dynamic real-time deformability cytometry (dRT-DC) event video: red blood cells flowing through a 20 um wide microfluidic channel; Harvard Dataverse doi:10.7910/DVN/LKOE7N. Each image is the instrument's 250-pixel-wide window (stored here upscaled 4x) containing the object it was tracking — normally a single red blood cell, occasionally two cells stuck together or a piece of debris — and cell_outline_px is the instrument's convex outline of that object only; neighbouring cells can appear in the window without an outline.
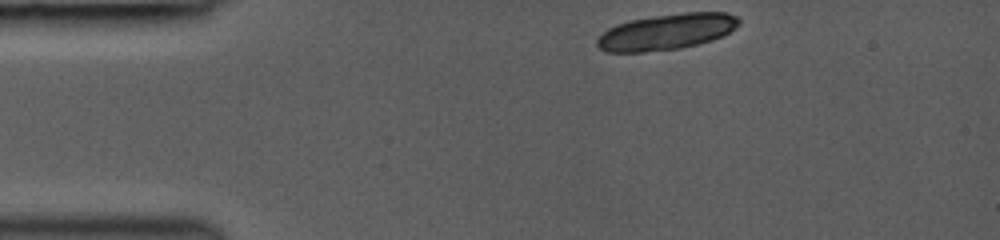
{"species": "common noctule bat (a hibernating species)", "species_latin": "Nyctalus noctula", "temperature_condition": "room temperature", "stored_images_in_passage": 36, "camera_frame_rate_fps": 3000, "um_per_image_px": 0.085, "animal": {"sex": "female", "body_mass_g": 19.0, "forearm_length_mm": 53.3}, "frame": {"image": 1, "passage_image": 1, "time_ms": 0.0, "image_size_px": [1000, 240], "cell_outline_px": [[740, 24], [736, 28], [712, 40], [680, 48], [644, 52], [604, 52], [596, 44], [596, 40], [608, 28], [616, 24], [628, 20], [684, 12], [728, 12], [736, 16], [740, 20]], "centroid_in_image_um": [56.65, 2.7], "position_along_channel_um": 28.3, "area_um2": 29.65}}
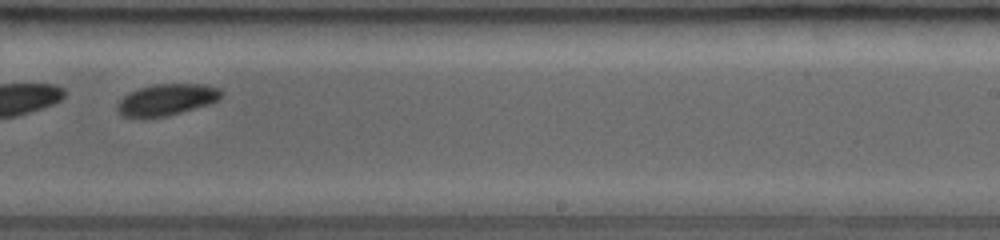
{"frame": {"image": 2, "passage_image": 23, "time_ms": 7.333, "image_size_px": [1000, 240], "cell_outline_px": [[224, 96], [212, 104], [168, 116], [148, 120], [140, 120], [120, 116], [116, 108], [116, 104], [128, 92], [140, 88], [156, 84], [204, 84], [220, 88], [224, 92]], "centroid_in_image_um": [14.15, 8.52], "position_along_channel_um": 274.8, "area_um2": 20.0}}
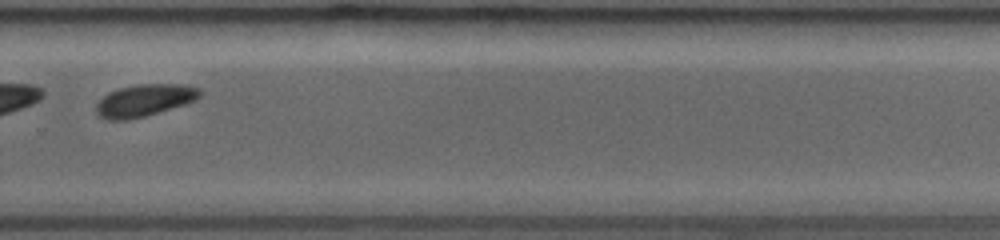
{"frame": {"image": 3, "passage_image": 26, "time_ms": 8.333, "image_size_px": [1000, 240], "cell_outline_px": [[204, 92], [196, 100], [184, 104], [144, 116], [128, 120], [108, 120], [100, 116], [96, 112], [96, 104], [108, 92], [120, 88], [140, 84], [188, 84], [200, 88]], "centroid_in_image_um": [12.31, 8.51], "position_along_channel_um": 317.5, "area_um2": 19.36}, "authors_computed_cell_mechanics": {"area_um2": 20.2878, "velocity_mm_per_s": 4.2553, "shape_relaxation_time_tau1_ms": 1.537, "shape_relaxation_time_tau2_ms": 6.1952, "deformation_change_tau1": 0.0659, "deformation_change_tau2": 0.0922}}